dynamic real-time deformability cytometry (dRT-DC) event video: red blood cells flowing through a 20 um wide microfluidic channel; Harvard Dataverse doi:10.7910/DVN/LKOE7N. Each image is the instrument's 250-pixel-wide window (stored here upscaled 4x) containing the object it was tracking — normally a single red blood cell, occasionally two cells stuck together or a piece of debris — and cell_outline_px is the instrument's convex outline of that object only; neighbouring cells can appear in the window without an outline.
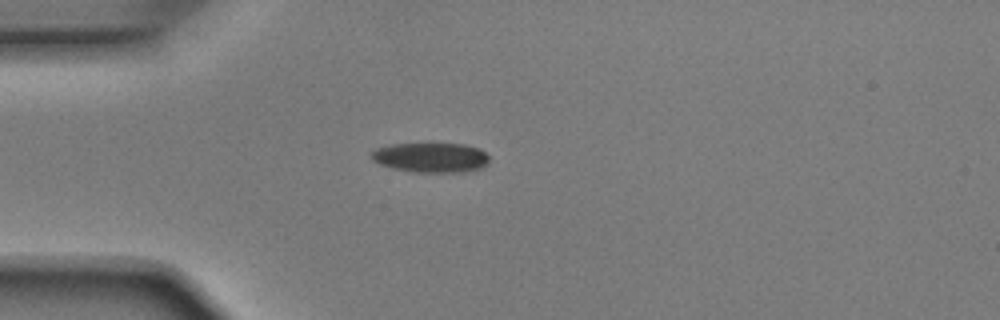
{"species": "Egyptian fruit bat (a non-hibernating species)", "species_latin": "Rousettus aegyptiacus", "temperature_condition": "room temperature", "stored_images_in_passage": 5, "camera_frame_rate_fps": 3000, "um_per_image_px": 0.085, "animal": {"sex": "male"}, "frame": {"image": 1, "passage_image": 3, "time_ms": 0.667, "image_size_px": [1000, 320], "cell_outline_px": [[488, 164], [480, 168], [464, 172], [412, 172], [392, 168], [380, 164], [372, 160], [372, 152], [376, 148], [392, 144], [464, 144], [480, 148], [488, 156]], "centroid_in_image_um": [36.63, 13.39], "position_along_channel_um": 48.4, "area_um2": 20.4}}